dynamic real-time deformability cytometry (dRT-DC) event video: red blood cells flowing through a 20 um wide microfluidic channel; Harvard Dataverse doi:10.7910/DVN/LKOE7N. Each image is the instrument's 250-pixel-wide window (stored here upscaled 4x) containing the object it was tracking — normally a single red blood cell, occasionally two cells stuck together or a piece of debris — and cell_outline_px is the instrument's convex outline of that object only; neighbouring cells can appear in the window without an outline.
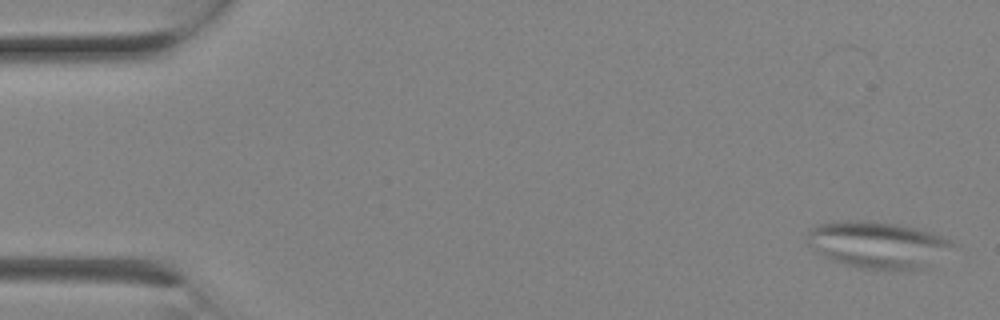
{"species": "Egyptian fruit bat (a non-hibernating species)", "species_latin": "Rousettus aegyptiacus", "temperature_condition": "room temperature", "stored_images_in_passage": 8, "camera_frame_rate_fps": 3000, "um_per_image_px": 0.085, "animal": {"sex": "female"}, "frame": {"image": 1, "passage_image": 1, "time_ms": 0.0, "image_size_px": [1000, 320], "cell_outline_px": [[956, 244], [920, 268], [900, 272], [864, 268], [832, 260], [820, 256], [808, 244], [808, 228], [832, 220], [868, 220], [896, 224], [932, 232], [952, 240]], "centroid_in_image_um": [74.53, 20.79], "position_along_channel_um": 10.5, "area_um2": 39.54}}